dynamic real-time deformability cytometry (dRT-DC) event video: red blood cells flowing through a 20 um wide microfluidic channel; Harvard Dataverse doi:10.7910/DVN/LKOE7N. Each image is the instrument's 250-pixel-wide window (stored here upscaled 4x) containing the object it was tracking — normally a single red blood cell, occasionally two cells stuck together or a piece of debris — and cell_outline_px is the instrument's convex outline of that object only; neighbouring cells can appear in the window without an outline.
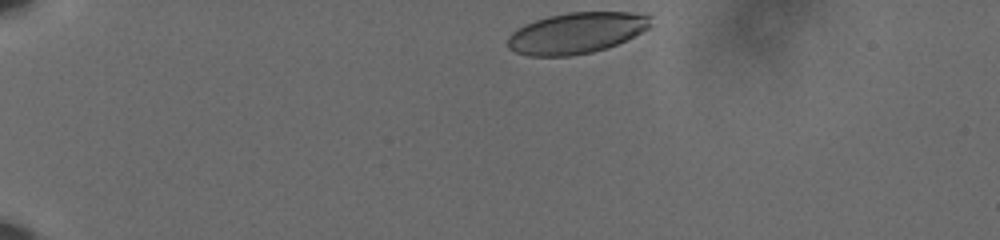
{"species": "human", "species_latin": "Homo sapiens", "temperature_condition": "cold", "stored_images_in_passage": 39, "camera_frame_rate_fps": 3000, "um_per_image_px": 0.085, "donor": {"sex": "male"}, "frame": {"image": 1, "passage_image": 1, "time_ms": 0.0, "image_size_px": [1000, 240], "cell_outline_px": [[652, 16], [648, 28], [616, 44], [592, 52], [572, 56], [528, 56], [516, 52], [508, 48], [508, 36], [516, 28], [524, 24], [548, 16], [568, 12], [628, 12]], "centroid_in_image_um": [48.93, 2.8], "position_along_channel_um": 36.1, "area_um2": 33.99}}
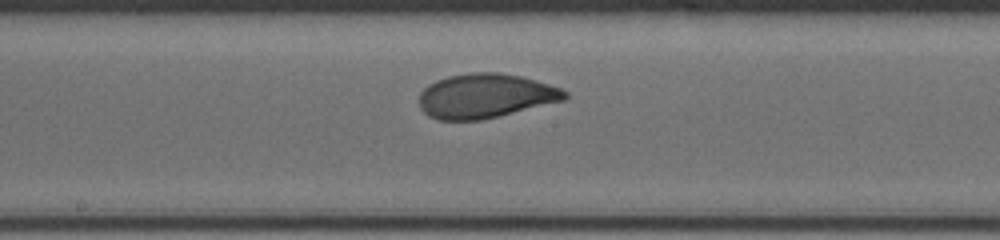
{"frame": {"image": 2, "passage_image": 22, "time_ms": 7.0, "image_size_px": [1000, 240], "cell_outline_px": [[568, 96], [564, 100], [480, 120], [440, 120], [428, 116], [420, 108], [420, 92], [428, 84], [436, 80], [448, 76], [472, 72], [500, 72], [520, 76], [536, 80], [560, 88], [568, 92]], "centroid_in_image_um": [41.23, 8.14], "position_along_channel_um": 207.0, "area_um2": 37.51}}
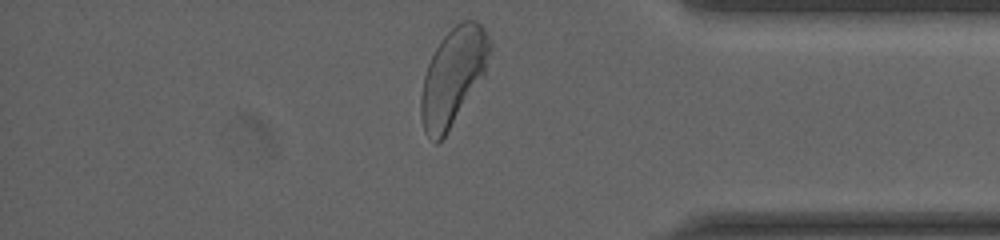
{"frame": {"image": 3, "passage_image": 39, "time_ms": 12.667, "image_size_px": [1000, 240], "cell_outline_px": [[492, 48], [484, 76], [444, 136], [436, 144], [424, 132], [420, 116], [420, 96], [424, 76], [428, 64], [440, 40], [460, 20], [476, 20], [484, 28], [492, 44]], "centroid_in_image_um": [38.52, 6.48], "position_along_channel_um": 396.7, "area_um2": 38.73}, "authors_computed_cell_mechanics": {"area_um2": 37.3966, "velocity_mm_per_s": 3.5877, "shape_relaxation_time_tau1_ms": 2.9478, "shape_relaxation_time_tau2_ms": null, "deformation_change_tau1": 0.1554, "deformation_change_tau2": null}}